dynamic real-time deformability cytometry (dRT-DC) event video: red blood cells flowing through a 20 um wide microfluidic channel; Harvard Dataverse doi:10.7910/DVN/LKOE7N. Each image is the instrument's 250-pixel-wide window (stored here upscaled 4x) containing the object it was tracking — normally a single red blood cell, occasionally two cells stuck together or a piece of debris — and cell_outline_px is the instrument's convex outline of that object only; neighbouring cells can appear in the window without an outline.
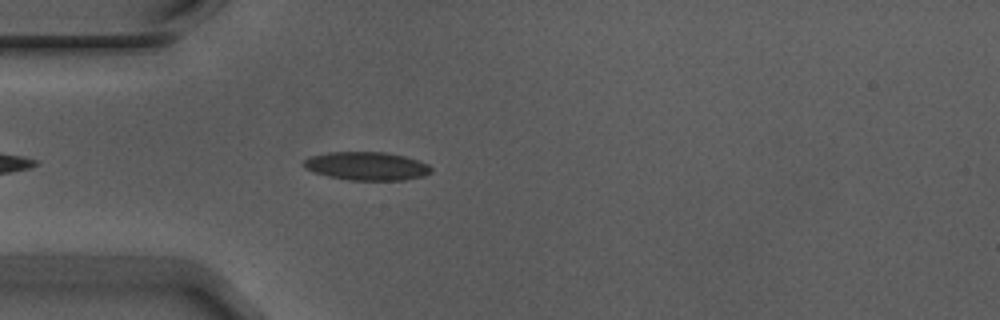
{"species": "Egyptian fruit bat (a non-hibernating species)", "species_latin": "Rousettus aegyptiacus", "temperature_condition": "warm", "stored_images_in_passage": 36, "camera_frame_rate_fps": 3000, "um_per_image_px": 0.085, "animal": {"sex": "male"}, "frame": {"image": 1, "passage_image": 5, "time_ms": 1.333, "image_size_px": [1000, 320], "cell_outline_px": [[432, 172], [424, 176], [404, 180], [348, 180], [328, 176], [312, 172], [304, 168], [300, 164], [308, 156], [328, 152], [384, 152], [404, 156], [428, 164], [432, 168]], "centroid_in_image_um": [31.12, 14.12], "position_along_channel_um": 53.9, "area_um2": 21.27}}
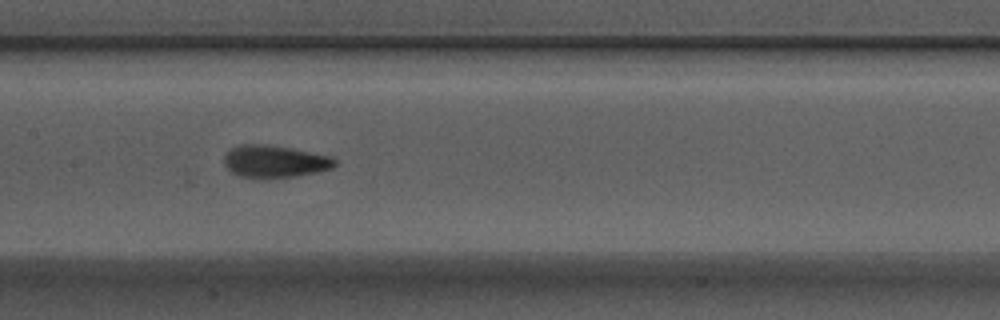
{"frame": {"image": 2, "passage_image": 16, "time_ms": 5.0, "image_size_px": [1000, 320], "cell_outline_px": [[336, 164], [332, 168], [316, 172], [296, 176], [240, 176], [232, 172], [224, 164], [224, 156], [232, 148], [240, 144], [268, 144], [292, 148], [332, 156], [336, 160]], "centroid_in_image_um": [23.38, 13.68], "position_along_channel_um": 184.0, "area_um2": 20.4}}
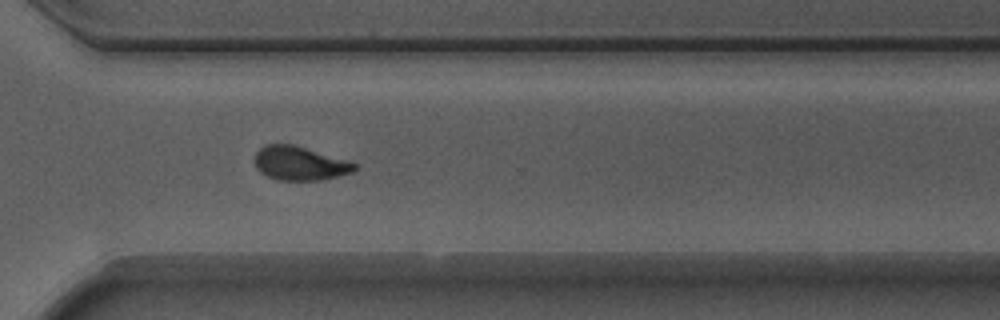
{"frame": {"image": 3, "passage_image": 29, "time_ms": 9.333, "image_size_px": [1000, 320], "cell_outline_px": [[356, 168], [352, 172], [320, 180], [276, 180], [260, 172], [256, 168], [256, 152], [264, 144], [292, 144], [348, 160], [356, 164]], "centroid_in_image_um": [25.46, 13.88], "position_along_channel_um": 345.1, "area_um2": 19.54}, "authors_computed_cell_mechanics": {"area_um2": 20.1433, "velocity_mm_per_s": 3.7262, "shape_relaxation_time_tau1_ms": 7.3095, "shape_relaxation_time_tau2_ms": 1.4355, "deformation_change_tau1": 0.1943, "deformation_change_tau2": 0.0842}}